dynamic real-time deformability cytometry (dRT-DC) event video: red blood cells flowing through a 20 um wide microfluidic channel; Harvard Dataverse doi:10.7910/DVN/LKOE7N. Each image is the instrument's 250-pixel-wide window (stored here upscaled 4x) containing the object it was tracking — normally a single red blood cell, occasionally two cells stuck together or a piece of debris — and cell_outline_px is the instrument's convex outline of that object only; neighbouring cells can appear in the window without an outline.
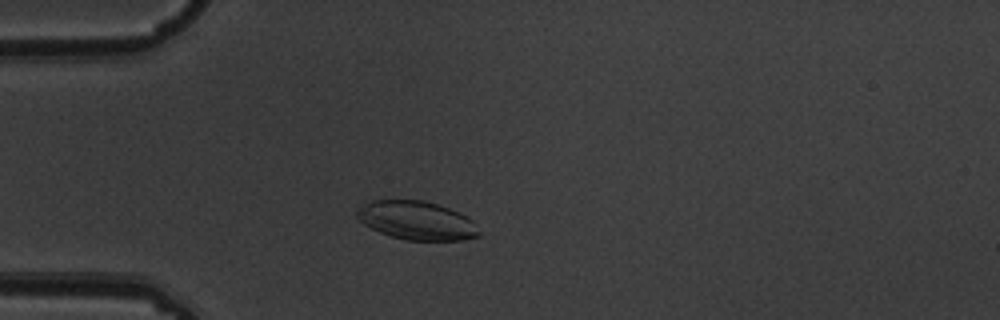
{"species": "common noctule bat (a hibernating species)", "species_latin": "Nyctalus noctula", "temperature_condition": "warm", "stored_images_in_passage": 2, "camera_frame_rate_fps": 3000, "um_per_image_px": 0.085, "animal": {"sex": "male", "body_mass_g": 19.5, "forearm_length_mm": 54.6}, "frame": {"image": 1, "passage_image": 2, "time_ms": 0.333, "image_size_px": [1000, 320], "cell_outline_px": [[480, 236], [464, 240], [404, 240], [380, 232], [364, 224], [356, 216], [356, 212], [368, 200], [424, 200], [460, 212], [472, 220], [480, 232]], "centroid_in_image_um": [35.43, 18.74], "position_along_channel_um": 49.6, "area_um2": 27.4}}